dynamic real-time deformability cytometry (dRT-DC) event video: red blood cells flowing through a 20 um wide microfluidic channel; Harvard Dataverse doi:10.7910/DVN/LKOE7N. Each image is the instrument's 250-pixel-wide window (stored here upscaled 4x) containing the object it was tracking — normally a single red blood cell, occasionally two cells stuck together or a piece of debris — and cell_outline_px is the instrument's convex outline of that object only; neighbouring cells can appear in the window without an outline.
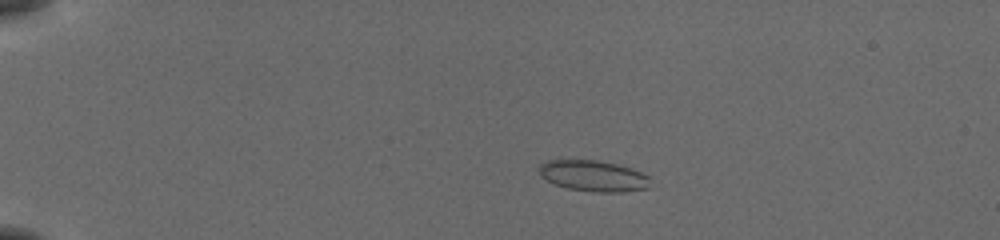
{"species": "common noctule bat (a hibernating species)", "species_latin": "Nyctalus noctula", "temperature_condition": "cold", "stored_images_in_passage": 56, "camera_frame_rate_fps": 3000, "um_per_image_px": 0.085, "animal": {"sex": "female", "body_mass_g": 19.5, "forearm_length_mm": 54.1}, "frame": {"image": 1, "passage_image": 13, "time_ms": 4.0, "image_size_px": [1000, 240], "cell_outline_px": [[648, 188], [620, 192], [600, 192], [568, 188], [556, 184], [540, 176], [536, 168], [540, 164], [548, 160], [596, 160], [616, 164], [632, 168], [648, 176]], "centroid_in_image_um": [50.39, 14.94], "position_along_channel_um": 34.6, "area_um2": 19.88}}
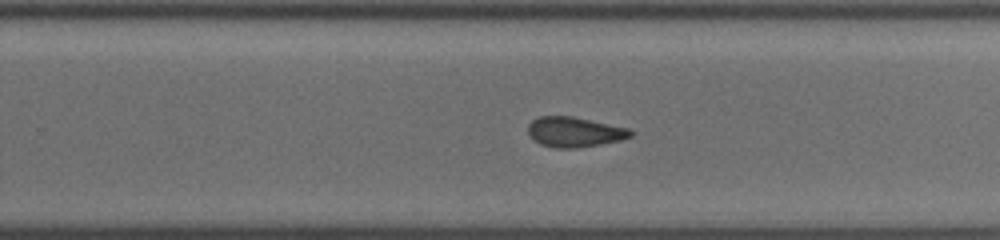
{"frame": {"image": 2, "passage_image": 38, "time_ms": 12.333, "image_size_px": [1000, 240], "cell_outline_px": [[632, 136], [620, 140], [600, 144], [576, 148], [556, 148], [540, 144], [528, 132], [528, 124], [532, 120], [540, 116], [572, 116], [628, 128], [632, 132]], "centroid_in_image_um": [48.82, 11.21], "position_along_channel_um": 281.0, "area_um2": 17.74}}
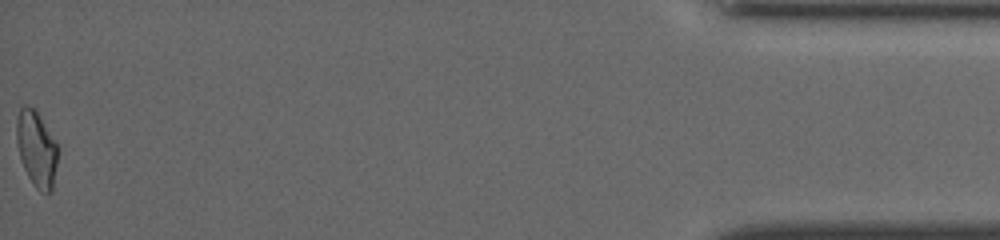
{"frame": {"image": 3, "passage_image": 56, "time_ms": 18.333, "image_size_px": [1000, 240], "cell_outline_px": [[56, 164], [52, 192], [40, 192], [36, 188], [28, 176], [20, 160], [16, 140], [16, 120], [20, 108], [24, 104], [36, 108], [56, 144]], "centroid_in_image_um": [3.06, 12.62], "position_along_channel_um": 432.1, "area_um2": 18.09}, "authors_computed_cell_mechanics": {"area_um2": 19.0162, "velocity_mm_per_s": 3.857, "shape_relaxation_time_tau1_ms": null, "shape_relaxation_time_tau2_ms": 5.5083, "deformation_change_tau1": null, "deformation_change_tau2": 0.1028}}